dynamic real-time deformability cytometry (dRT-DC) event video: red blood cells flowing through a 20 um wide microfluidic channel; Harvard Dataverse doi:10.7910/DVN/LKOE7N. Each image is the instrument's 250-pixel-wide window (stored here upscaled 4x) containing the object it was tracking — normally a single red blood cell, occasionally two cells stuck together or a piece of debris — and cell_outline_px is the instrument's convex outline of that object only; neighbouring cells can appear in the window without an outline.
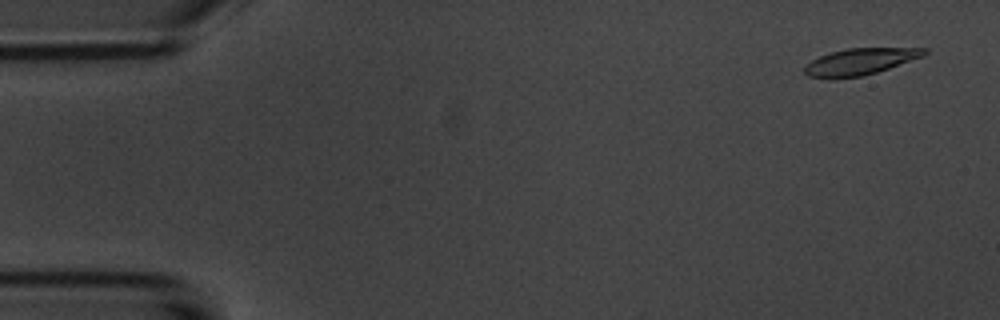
{"species": "common noctule bat (a hibernating species)", "species_latin": "Nyctalus noctula", "temperature_condition": "room temperature", "stored_images_in_passage": 42, "camera_frame_rate_fps": 3000, "um_per_image_px": 0.085, "animal": {"sex": "male", "body_mass_g": 20.1, "forearm_length_mm": 53.5}, "frame": {"image": 1, "passage_image": 2, "time_ms": 0.333, "image_size_px": [1000, 320], "cell_outline_px": [[928, 52], [924, 56], [876, 72], [860, 76], [808, 76], [804, 72], [804, 64], [820, 56], [832, 52], [848, 48], [928, 48]], "centroid_in_image_um": [73.16, 5.19], "position_along_channel_um": 11.8, "area_um2": 17.86}}
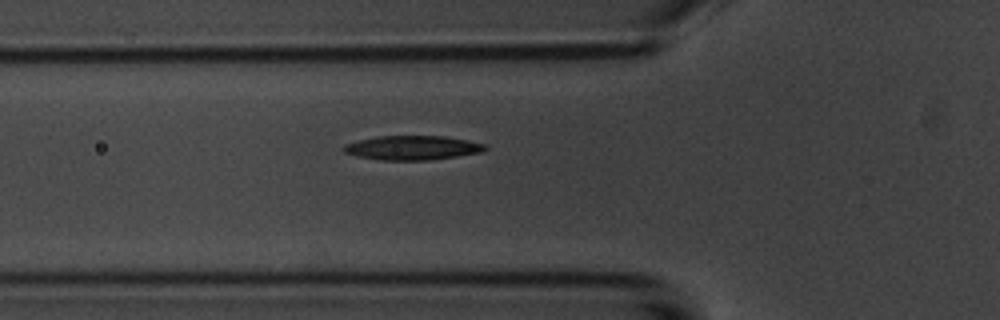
{"frame": {"image": 2, "passage_image": 18, "time_ms": 5.667, "image_size_px": [1000, 320], "cell_outline_px": [[488, 148], [484, 152], [428, 160], [380, 160], [356, 156], [344, 152], [340, 148], [344, 144], [376, 136], [444, 136], [468, 140], [488, 144]], "centroid_in_image_um": [35.07, 12.56], "position_along_channel_um": 90.7, "area_um2": 20.17}}
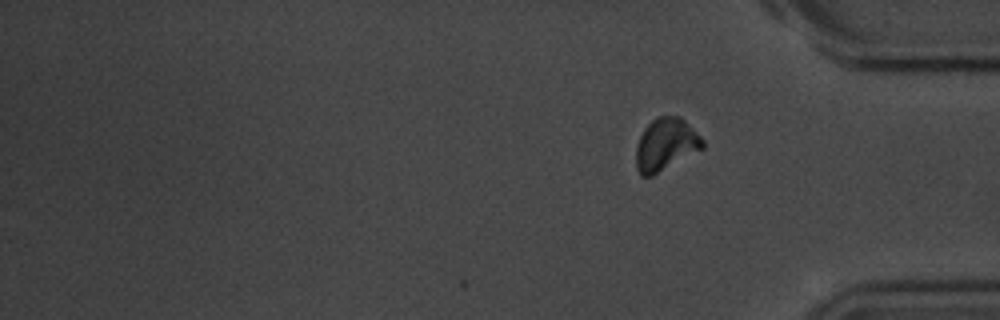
{"frame": {"image": 3, "passage_image": 42, "time_ms": 13.667, "image_size_px": [1000, 320], "cell_outline_px": [[704, 148], [652, 176], [640, 176], [636, 168], [636, 144], [644, 128], [656, 116], [680, 116], [704, 140]], "centroid_in_image_um": [56.57, 12.28], "position_along_channel_um": 378.6, "area_um2": 20.35}, "authors_computed_cell_mechanics": {"area_um2": 19.7387, "velocity_mm_per_s": 3.6838, "shape_relaxation_time_tau1_ms": 2.5944, "shape_relaxation_time_tau2_ms": 5.8353, "deformation_change_tau1": 0.1207, "deformation_change_tau2": 0.0859}}